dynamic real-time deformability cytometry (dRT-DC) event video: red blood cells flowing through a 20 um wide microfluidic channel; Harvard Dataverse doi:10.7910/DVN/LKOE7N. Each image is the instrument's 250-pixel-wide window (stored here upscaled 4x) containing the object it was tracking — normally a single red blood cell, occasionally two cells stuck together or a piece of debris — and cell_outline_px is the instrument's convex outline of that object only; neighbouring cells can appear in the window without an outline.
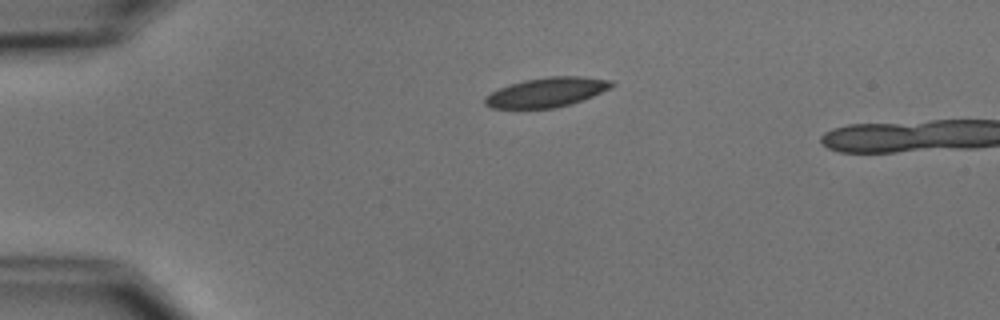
{"species": "common noctule bat (a hibernating species)", "species_latin": "Nyctalus noctula", "temperature_condition": "cold", "stored_images_in_passage": 6, "camera_frame_rate_fps": 3000, "um_per_image_px": 0.085, "animal": {"sex": "male", "body_mass_g": 15.6}, "frame": {"image": 1, "passage_image": 6, "time_ms": 6.0, "image_size_px": [1000, 320], "cell_outline_px": [[616, 84], [592, 96], [556, 108], [492, 108], [484, 104], [484, 96], [500, 88], [524, 80], [548, 76], [580, 76], [612, 80]], "centroid_in_image_um": [46.45, 7.83], "position_along_channel_um": 38.6, "area_um2": 21.5}}